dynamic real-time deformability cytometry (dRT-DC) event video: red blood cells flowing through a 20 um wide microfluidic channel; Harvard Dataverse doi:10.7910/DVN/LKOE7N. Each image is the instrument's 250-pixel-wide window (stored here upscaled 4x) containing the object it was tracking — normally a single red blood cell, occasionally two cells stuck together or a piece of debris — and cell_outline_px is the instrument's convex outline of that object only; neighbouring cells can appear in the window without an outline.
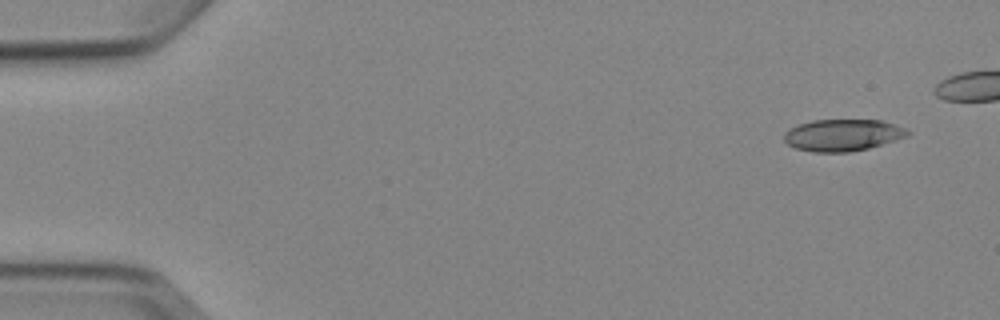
{"species": "Egyptian fruit bat (a non-hibernating species)", "species_latin": "Rousettus aegyptiacus", "temperature_condition": "cold", "stored_images_in_passage": 6, "camera_frame_rate_fps": 3000, "um_per_image_px": 0.085, "animal": {"sex": "female"}, "frame": {"image": 1, "passage_image": 1, "time_ms": 0.0, "image_size_px": [1000, 320], "cell_outline_px": [[912, 132], [908, 136], [896, 140], [868, 148], [848, 152], [812, 152], [796, 148], [788, 144], [784, 140], [784, 132], [800, 124], [812, 120], [884, 120], [904, 128]], "centroid_in_image_um": [71.65, 11.48], "position_along_channel_um": 13.3, "area_um2": 22.83}}
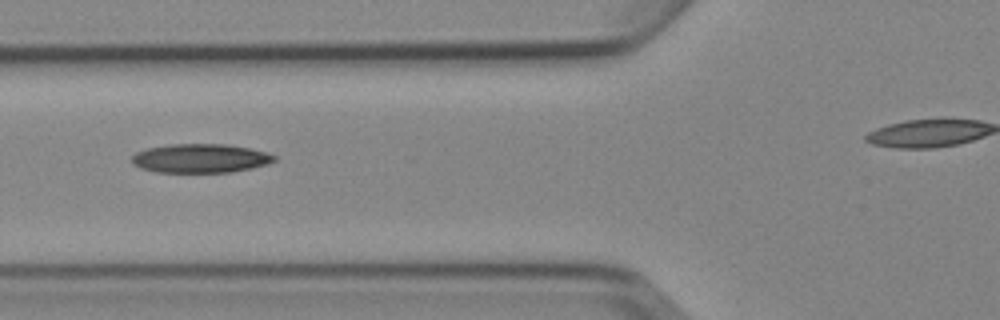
{"frame": {"image": 2, "passage_image": 6, "time_ms": 5.667, "image_size_px": [1000, 320], "cell_outline_px": [[276, 160], [268, 164], [252, 168], [232, 172], [156, 172], [140, 168], [132, 164], [132, 156], [136, 152], [148, 148], [172, 144], [228, 144], [248, 148], [264, 152], [276, 156]], "centroid_in_image_um": [17.02, 13.46], "position_along_channel_um": 108.8, "area_um2": 23.99}}